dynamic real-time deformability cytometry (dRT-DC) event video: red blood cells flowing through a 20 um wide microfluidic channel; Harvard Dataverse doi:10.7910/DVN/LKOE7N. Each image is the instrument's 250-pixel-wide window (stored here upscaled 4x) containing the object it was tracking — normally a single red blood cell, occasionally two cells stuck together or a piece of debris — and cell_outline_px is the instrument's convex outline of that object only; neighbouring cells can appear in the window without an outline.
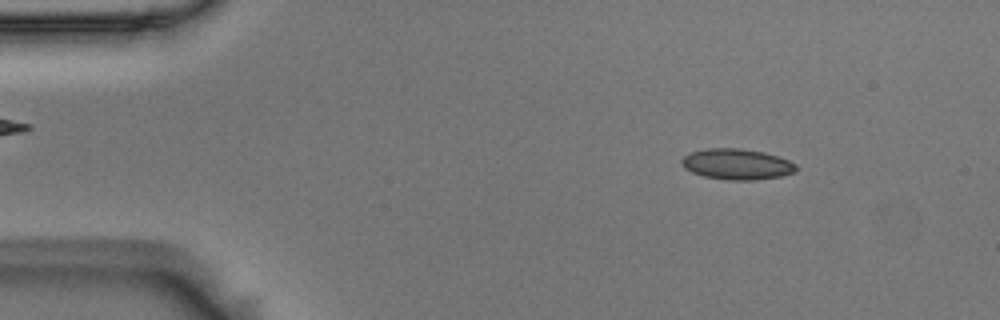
{"species": "Egyptian fruit bat (a non-hibernating species)", "species_latin": "Rousettus aegyptiacus", "temperature_condition": "room temperature", "stored_images_in_passage": 51, "camera_frame_rate_fps": 3000, "um_per_image_px": 0.085, "animal": {"sex": "male"}, "frame": {"image": 1, "passage_image": 4, "time_ms": 1.0, "image_size_px": [1000, 320], "cell_outline_px": [[800, 168], [796, 172], [780, 176], [752, 180], [728, 180], [704, 176], [692, 172], [684, 168], [680, 164], [680, 160], [684, 156], [692, 152], [708, 148], [740, 148], [764, 152], [788, 160], [796, 164]], "centroid_in_image_um": [62.64, 13.95], "position_along_channel_um": 22.4, "area_um2": 20.58}}
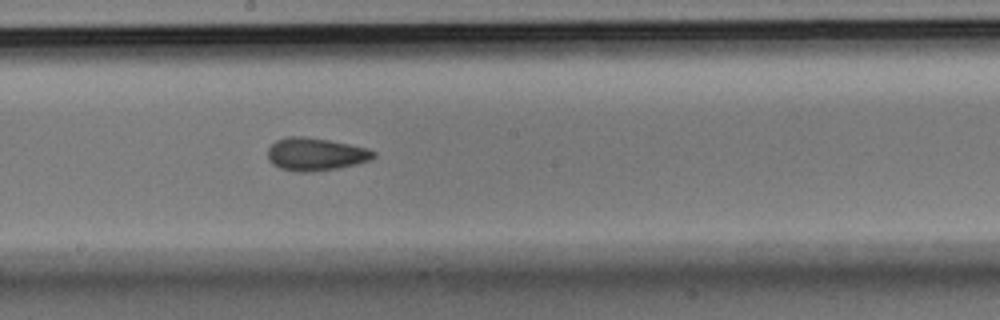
{"frame": {"image": 2, "passage_image": 26, "time_ms": 8.333, "image_size_px": [1000, 320], "cell_outline_px": [[376, 156], [372, 160], [356, 164], [336, 168], [308, 172], [296, 172], [280, 168], [272, 164], [268, 160], [268, 148], [276, 140], [288, 136], [300, 136], [328, 140], [368, 148], [376, 152]], "centroid_in_image_um": [26.82, 13.11], "position_along_channel_um": 221.4, "area_um2": 20.23}}
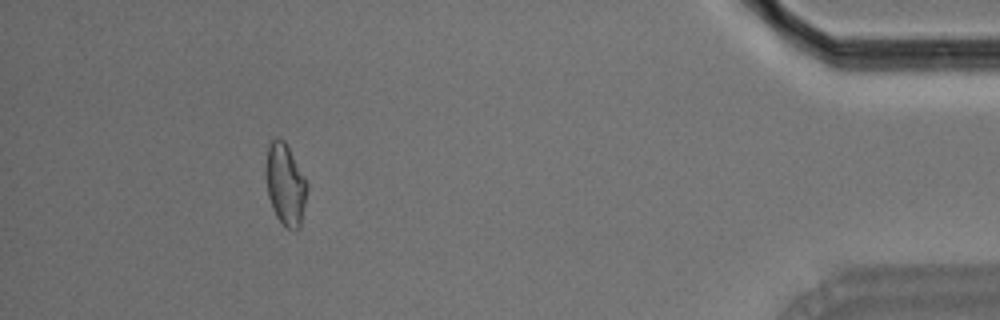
{"frame": {"image": 3, "passage_image": 46, "time_ms": 15.0, "image_size_px": [1000, 320], "cell_outline_px": [[308, 188], [300, 228], [284, 228], [276, 216], [272, 208], [268, 196], [268, 144], [276, 136], [284, 140], [304, 176], [308, 184]], "centroid_in_image_um": [24.29, 15.71], "position_along_channel_um": 410.9, "area_um2": 19.07}, "authors_computed_cell_mechanics": {"area_um2": 19.7676, "velocity_mm_per_s": 3.7129, "shape_relaxation_time_tau1_ms": 8.3102, "shape_relaxation_time_tau2_ms": 1.9117, "deformation_change_tau1": 0.1406, "deformation_change_tau2": 0.0839}}